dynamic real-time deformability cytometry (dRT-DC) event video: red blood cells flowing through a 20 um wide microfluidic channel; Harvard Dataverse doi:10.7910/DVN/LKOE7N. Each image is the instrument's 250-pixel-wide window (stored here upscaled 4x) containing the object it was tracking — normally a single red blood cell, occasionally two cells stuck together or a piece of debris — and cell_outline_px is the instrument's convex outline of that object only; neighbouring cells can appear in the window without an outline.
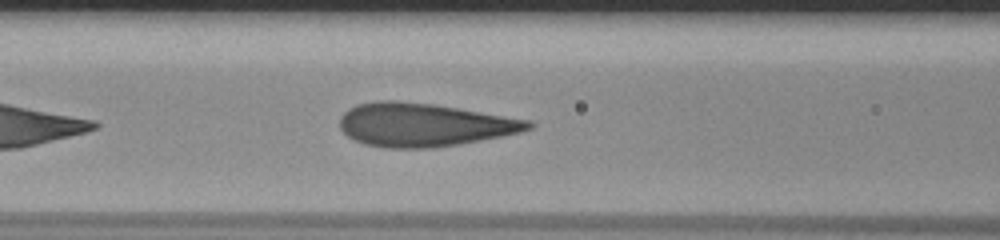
{"species": "human", "species_latin": "Homo sapiens", "temperature_condition": "room temperature", "stored_images_in_passage": 25, "camera_frame_rate_fps": 3000, "um_per_image_px": 0.085, "donor": {"sex": "male"}, "frame": {"image": 1, "passage_image": 8, "time_ms": 2.333, "image_size_px": [1000, 240], "cell_outline_px": [[536, 124], [532, 128], [520, 132], [480, 140], [432, 148], [384, 148], [364, 144], [348, 136], [340, 128], [340, 116], [348, 108], [356, 104], [376, 100], [396, 100], [432, 104], [532, 120]], "centroid_in_image_um": [36.01, 10.6], "position_along_channel_um": 130.6, "area_um2": 47.63}}
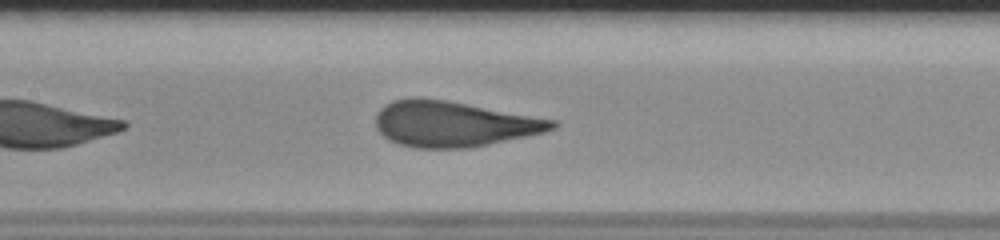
{"frame": {"image": 2, "passage_image": 11, "time_ms": 3.333, "image_size_px": [1000, 240], "cell_outline_px": [[560, 124], [556, 128], [544, 132], [488, 144], [468, 148], [412, 148], [388, 140], [376, 128], [376, 112], [384, 104], [392, 100], [412, 96], [420, 96], [444, 100], [556, 120]], "centroid_in_image_um": [38.49, 10.52], "position_along_channel_um": 168.9, "area_um2": 46.93}}